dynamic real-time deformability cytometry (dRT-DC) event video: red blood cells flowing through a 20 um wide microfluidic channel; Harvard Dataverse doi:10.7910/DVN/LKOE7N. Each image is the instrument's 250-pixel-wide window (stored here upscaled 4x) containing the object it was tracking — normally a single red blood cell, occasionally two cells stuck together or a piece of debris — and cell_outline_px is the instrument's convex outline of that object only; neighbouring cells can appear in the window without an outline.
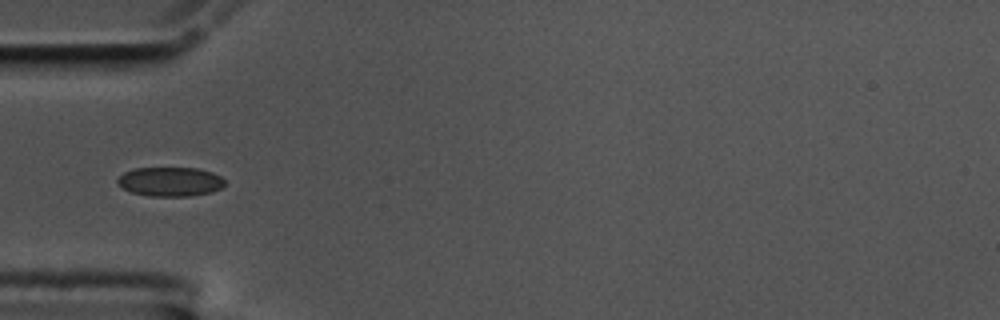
{"species": "common noctule bat (a hibernating species)", "species_latin": "Nyctalus noctula", "temperature_condition": "cold", "stored_images_in_passage": 14, "camera_frame_rate_fps": 3000, "um_per_image_px": 0.085, "animal": {"sex": "male", "body_mass_g": 17.5, "forearm_length_mm": 52.3}, "frame": {"image": 1, "passage_image": 1, "time_ms": 0.0, "image_size_px": [1000, 320], "cell_outline_px": [[224, 184], [220, 188], [212, 192], [192, 196], [148, 196], [132, 192], [116, 184], [116, 180], [124, 172], [132, 168], [196, 168], [212, 172], [220, 176], [224, 180]], "centroid_in_image_um": [14.44, 15.44], "position_along_channel_um": 70.6, "area_um2": 18.32}}
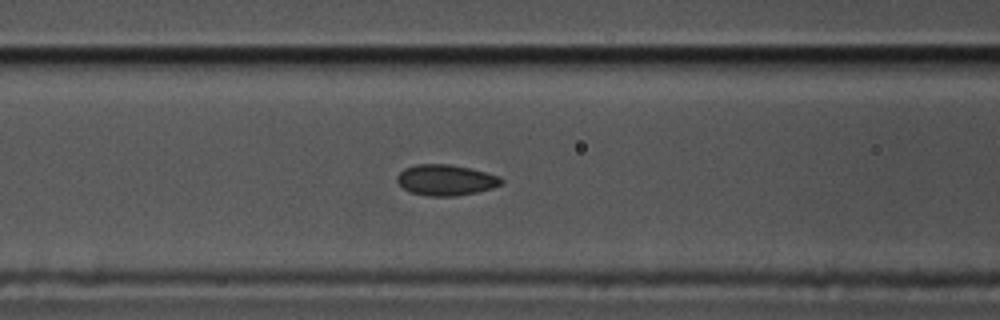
{"frame": {"image": 2, "passage_image": 6, "time_ms": 1.667, "image_size_px": [1000, 320], "cell_outline_px": [[504, 180], [500, 184], [492, 188], [476, 192], [456, 196], [428, 196], [408, 192], [396, 180], [396, 176], [404, 168], [416, 164], [448, 164], [468, 168], [500, 176]], "centroid_in_image_um": [37.86, 15.3], "position_along_channel_um": 128.7, "area_um2": 18.67}}
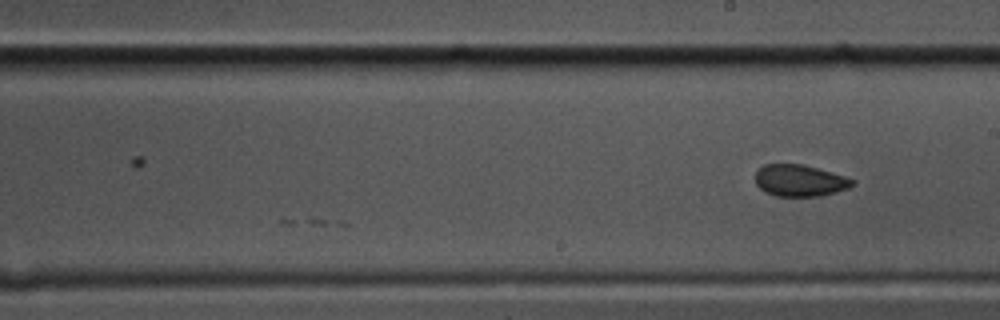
{"frame": {"image": 3, "passage_image": 14, "time_ms": 4.333, "image_size_px": [1000, 320], "cell_outline_px": [[856, 184], [848, 188], [836, 192], [820, 196], [776, 196], [760, 188], [756, 184], [756, 172], [764, 164], [804, 164], [844, 176], [852, 180]], "centroid_in_image_um": [67.98, 15.34], "position_along_channel_um": 221.0, "area_um2": 17.74}}